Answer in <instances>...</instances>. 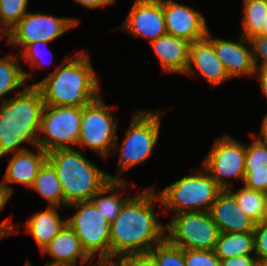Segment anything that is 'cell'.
Returning a JSON list of instances; mask_svg holds the SVG:
<instances>
[{"mask_svg":"<svg viewBox=\"0 0 267 266\" xmlns=\"http://www.w3.org/2000/svg\"><path fill=\"white\" fill-rule=\"evenodd\" d=\"M207 173L223 189L234 188L231 180L244 182L245 143L224 133L215 138L209 152L201 162Z\"/></svg>","mask_w":267,"mask_h":266,"instance_id":"8fae6325","label":"cell"},{"mask_svg":"<svg viewBox=\"0 0 267 266\" xmlns=\"http://www.w3.org/2000/svg\"><path fill=\"white\" fill-rule=\"evenodd\" d=\"M260 128L261 130L258 135H256L255 132L251 133L250 135L255 137L258 141L267 144V113L264 114V116L262 117V123Z\"/></svg>","mask_w":267,"mask_h":266,"instance_id":"60d3db41","label":"cell"},{"mask_svg":"<svg viewBox=\"0 0 267 266\" xmlns=\"http://www.w3.org/2000/svg\"><path fill=\"white\" fill-rule=\"evenodd\" d=\"M242 185L249 189L267 193V169H244Z\"/></svg>","mask_w":267,"mask_h":266,"instance_id":"836d02e7","label":"cell"},{"mask_svg":"<svg viewBox=\"0 0 267 266\" xmlns=\"http://www.w3.org/2000/svg\"><path fill=\"white\" fill-rule=\"evenodd\" d=\"M115 108L106 104L101 96L82 107L80 135L77 147L89 149L107 160L117 139L119 118Z\"/></svg>","mask_w":267,"mask_h":266,"instance_id":"52a82bcc","label":"cell"},{"mask_svg":"<svg viewBox=\"0 0 267 266\" xmlns=\"http://www.w3.org/2000/svg\"><path fill=\"white\" fill-rule=\"evenodd\" d=\"M223 189L202 167L166 186L157 194L167 213L209 212Z\"/></svg>","mask_w":267,"mask_h":266,"instance_id":"8992f818","label":"cell"},{"mask_svg":"<svg viewBox=\"0 0 267 266\" xmlns=\"http://www.w3.org/2000/svg\"><path fill=\"white\" fill-rule=\"evenodd\" d=\"M220 266H258L255 255H238L220 260Z\"/></svg>","mask_w":267,"mask_h":266,"instance_id":"74e56055","label":"cell"},{"mask_svg":"<svg viewBox=\"0 0 267 266\" xmlns=\"http://www.w3.org/2000/svg\"><path fill=\"white\" fill-rule=\"evenodd\" d=\"M254 234V255L257 261L267 259V222L265 220L256 223Z\"/></svg>","mask_w":267,"mask_h":266,"instance_id":"d6a6232c","label":"cell"},{"mask_svg":"<svg viewBox=\"0 0 267 266\" xmlns=\"http://www.w3.org/2000/svg\"><path fill=\"white\" fill-rule=\"evenodd\" d=\"M258 266H267V259L258 262Z\"/></svg>","mask_w":267,"mask_h":266,"instance_id":"f6af8a7d","label":"cell"},{"mask_svg":"<svg viewBox=\"0 0 267 266\" xmlns=\"http://www.w3.org/2000/svg\"><path fill=\"white\" fill-rule=\"evenodd\" d=\"M259 35L267 36V16H266L265 23H263L262 25V31Z\"/></svg>","mask_w":267,"mask_h":266,"instance_id":"ee69618b","label":"cell"},{"mask_svg":"<svg viewBox=\"0 0 267 266\" xmlns=\"http://www.w3.org/2000/svg\"><path fill=\"white\" fill-rule=\"evenodd\" d=\"M29 0L0 1V30L6 35L29 10Z\"/></svg>","mask_w":267,"mask_h":266,"instance_id":"83f0119b","label":"cell"},{"mask_svg":"<svg viewBox=\"0 0 267 266\" xmlns=\"http://www.w3.org/2000/svg\"><path fill=\"white\" fill-rule=\"evenodd\" d=\"M209 213L220 233L253 232L256 223L240 208L234 196L223 190Z\"/></svg>","mask_w":267,"mask_h":266,"instance_id":"ac0fdd59","label":"cell"},{"mask_svg":"<svg viewBox=\"0 0 267 266\" xmlns=\"http://www.w3.org/2000/svg\"><path fill=\"white\" fill-rule=\"evenodd\" d=\"M35 148L36 151L29 147L24 151L11 154L5 174L0 180V187L10 198L15 191L13 184H21L30 189L40 168L47 161V153L39 146Z\"/></svg>","mask_w":267,"mask_h":266,"instance_id":"2e32d148","label":"cell"},{"mask_svg":"<svg viewBox=\"0 0 267 266\" xmlns=\"http://www.w3.org/2000/svg\"><path fill=\"white\" fill-rule=\"evenodd\" d=\"M6 37V35L0 30V39L3 40V38ZM0 40V41H1ZM1 52V51H0Z\"/></svg>","mask_w":267,"mask_h":266,"instance_id":"bcb514c9","label":"cell"},{"mask_svg":"<svg viewBox=\"0 0 267 266\" xmlns=\"http://www.w3.org/2000/svg\"><path fill=\"white\" fill-rule=\"evenodd\" d=\"M206 38L212 43L217 57L231 79L247 75L254 77L255 64L249 39L242 35L237 41L215 38L210 30L207 31Z\"/></svg>","mask_w":267,"mask_h":266,"instance_id":"9a60e30c","label":"cell"},{"mask_svg":"<svg viewBox=\"0 0 267 266\" xmlns=\"http://www.w3.org/2000/svg\"><path fill=\"white\" fill-rule=\"evenodd\" d=\"M123 266H157L149 253L130 254L120 258Z\"/></svg>","mask_w":267,"mask_h":266,"instance_id":"8d00e7d4","label":"cell"},{"mask_svg":"<svg viewBox=\"0 0 267 266\" xmlns=\"http://www.w3.org/2000/svg\"><path fill=\"white\" fill-rule=\"evenodd\" d=\"M213 251L220 260L238 255H254V234L220 233Z\"/></svg>","mask_w":267,"mask_h":266,"instance_id":"d4e9b609","label":"cell"},{"mask_svg":"<svg viewBox=\"0 0 267 266\" xmlns=\"http://www.w3.org/2000/svg\"><path fill=\"white\" fill-rule=\"evenodd\" d=\"M41 254L42 256L49 255L52 260L46 262L52 263H67L74 266L80 264V266H85L89 260L92 261L82 249L79 238L68 224L41 251Z\"/></svg>","mask_w":267,"mask_h":266,"instance_id":"ffe728a7","label":"cell"},{"mask_svg":"<svg viewBox=\"0 0 267 266\" xmlns=\"http://www.w3.org/2000/svg\"><path fill=\"white\" fill-rule=\"evenodd\" d=\"M11 199L5 191L0 187V212L4 209L7 202ZM8 219H5L2 223H0V239H3L9 235L16 234L18 232L16 226L13 225L11 221Z\"/></svg>","mask_w":267,"mask_h":266,"instance_id":"d590c367","label":"cell"},{"mask_svg":"<svg viewBox=\"0 0 267 266\" xmlns=\"http://www.w3.org/2000/svg\"><path fill=\"white\" fill-rule=\"evenodd\" d=\"M130 183L125 180H110L91 199L95 207L110 223L120 214L124 203L132 196L119 193L128 188ZM123 189V190H122ZM122 194H124L122 196Z\"/></svg>","mask_w":267,"mask_h":266,"instance_id":"603a6c76","label":"cell"},{"mask_svg":"<svg viewBox=\"0 0 267 266\" xmlns=\"http://www.w3.org/2000/svg\"><path fill=\"white\" fill-rule=\"evenodd\" d=\"M267 16V0H243L240 35L246 39L259 35Z\"/></svg>","mask_w":267,"mask_h":266,"instance_id":"4316f807","label":"cell"},{"mask_svg":"<svg viewBox=\"0 0 267 266\" xmlns=\"http://www.w3.org/2000/svg\"><path fill=\"white\" fill-rule=\"evenodd\" d=\"M77 2V4H80L81 6H84L88 9H97L100 7H107L114 5L117 0H74Z\"/></svg>","mask_w":267,"mask_h":266,"instance_id":"f35d334b","label":"cell"},{"mask_svg":"<svg viewBox=\"0 0 267 266\" xmlns=\"http://www.w3.org/2000/svg\"><path fill=\"white\" fill-rule=\"evenodd\" d=\"M98 80L89 53L79 50L74 56H65L47 77L30 85L40 89L45 105L83 107L101 96Z\"/></svg>","mask_w":267,"mask_h":266,"instance_id":"7a4b0ae2","label":"cell"},{"mask_svg":"<svg viewBox=\"0 0 267 266\" xmlns=\"http://www.w3.org/2000/svg\"><path fill=\"white\" fill-rule=\"evenodd\" d=\"M39 193L48 202V207H67L64 201L62 185L53 166L46 161L34 178L30 190Z\"/></svg>","mask_w":267,"mask_h":266,"instance_id":"cb8c5ba5","label":"cell"},{"mask_svg":"<svg viewBox=\"0 0 267 266\" xmlns=\"http://www.w3.org/2000/svg\"><path fill=\"white\" fill-rule=\"evenodd\" d=\"M220 232L209 212L175 214L166 223V239L191 250H214Z\"/></svg>","mask_w":267,"mask_h":266,"instance_id":"30bf717a","label":"cell"},{"mask_svg":"<svg viewBox=\"0 0 267 266\" xmlns=\"http://www.w3.org/2000/svg\"><path fill=\"white\" fill-rule=\"evenodd\" d=\"M76 211L67 216L68 226L79 238L82 249L93 260L110 259V222L90 201H79L67 206Z\"/></svg>","mask_w":267,"mask_h":266,"instance_id":"ba28073f","label":"cell"},{"mask_svg":"<svg viewBox=\"0 0 267 266\" xmlns=\"http://www.w3.org/2000/svg\"><path fill=\"white\" fill-rule=\"evenodd\" d=\"M249 42L255 67L267 66V36H253Z\"/></svg>","mask_w":267,"mask_h":266,"instance_id":"e575fe53","label":"cell"},{"mask_svg":"<svg viewBox=\"0 0 267 266\" xmlns=\"http://www.w3.org/2000/svg\"><path fill=\"white\" fill-rule=\"evenodd\" d=\"M24 266H33L32 264H31V262H29L28 260H27V262H25V265Z\"/></svg>","mask_w":267,"mask_h":266,"instance_id":"7dc6e473","label":"cell"},{"mask_svg":"<svg viewBox=\"0 0 267 266\" xmlns=\"http://www.w3.org/2000/svg\"><path fill=\"white\" fill-rule=\"evenodd\" d=\"M251 143H245V169H267V144L251 135Z\"/></svg>","mask_w":267,"mask_h":266,"instance_id":"4dcf8cb0","label":"cell"},{"mask_svg":"<svg viewBox=\"0 0 267 266\" xmlns=\"http://www.w3.org/2000/svg\"><path fill=\"white\" fill-rule=\"evenodd\" d=\"M164 113L160 108L155 111L140 108L132 113L121 143L117 138L110 154L113 156L118 153L119 159L116 174L107 173L109 180L122 181V174L151 157L160 137Z\"/></svg>","mask_w":267,"mask_h":266,"instance_id":"5b68a950","label":"cell"},{"mask_svg":"<svg viewBox=\"0 0 267 266\" xmlns=\"http://www.w3.org/2000/svg\"><path fill=\"white\" fill-rule=\"evenodd\" d=\"M59 207H46L45 210L37 211L26 220L25 233L34 238L40 252L67 224V217L60 218Z\"/></svg>","mask_w":267,"mask_h":266,"instance_id":"44dd1931","label":"cell"},{"mask_svg":"<svg viewBox=\"0 0 267 266\" xmlns=\"http://www.w3.org/2000/svg\"><path fill=\"white\" fill-rule=\"evenodd\" d=\"M47 161L56 171L67 205L90 201L110 181L106 171L75 148L53 150L47 153Z\"/></svg>","mask_w":267,"mask_h":266,"instance_id":"277c9868","label":"cell"},{"mask_svg":"<svg viewBox=\"0 0 267 266\" xmlns=\"http://www.w3.org/2000/svg\"><path fill=\"white\" fill-rule=\"evenodd\" d=\"M196 72L202 75L212 88L231 79L217 57L212 43L206 37L190 43L189 46V63L184 75L193 76Z\"/></svg>","mask_w":267,"mask_h":266,"instance_id":"e0dca14e","label":"cell"},{"mask_svg":"<svg viewBox=\"0 0 267 266\" xmlns=\"http://www.w3.org/2000/svg\"><path fill=\"white\" fill-rule=\"evenodd\" d=\"M81 116L82 107L45 105L37 137L38 146L46 153L77 146Z\"/></svg>","mask_w":267,"mask_h":266,"instance_id":"9c48e42d","label":"cell"},{"mask_svg":"<svg viewBox=\"0 0 267 266\" xmlns=\"http://www.w3.org/2000/svg\"><path fill=\"white\" fill-rule=\"evenodd\" d=\"M165 73L184 74L189 63L190 42L166 34L150 43Z\"/></svg>","mask_w":267,"mask_h":266,"instance_id":"d6986e66","label":"cell"},{"mask_svg":"<svg viewBox=\"0 0 267 266\" xmlns=\"http://www.w3.org/2000/svg\"><path fill=\"white\" fill-rule=\"evenodd\" d=\"M156 203L162 206L155 184L124 203L120 214L110 223V259L148 253L166 239V224L158 221L163 211L154 208Z\"/></svg>","mask_w":267,"mask_h":266,"instance_id":"6da1fadb","label":"cell"},{"mask_svg":"<svg viewBox=\"0 0 267 266\" xmlns=\"http://www.w3.org/2000/svg\"><path fill=\"white\" fill-rule=\"evenodd\" d=\"M228 191L234 196L240 208L255 223H259L266 219L267 216V193L249 189L244 185L233 190L232 187Z\"/></svg>","mask_w":267,"mask_h":266,"instance_id":"484cf974","label":"cell"},{"mask_svg":"<svg viewBox=\"0 0 267 266\" xmlns=\"http://www.w3.org/2000/svg\"><path fill=\"white\" fill-rule=\"evenodd\" d=\"M167 34L192 43L206 37L207 20L198 10L175 0H163Z\"/></svg>","mask_w":267,"mask_h":266,"instance_id":"5bb4252c","label":"cell"},{"mask_svg":"<svg viewBox=\"0 0 267 266\" xmlns=\"http://www.w3.org/2000/svg\"><path fill=\"white\" fill-rule=\"evenodd\" d=\"M48 44H50L49 42H44V41H36L34 43H30L28 44L23 50H19L21 52H18L20 59H23L25 62H28L29 64H31V68L33 69V67L38 68V69H42L43 67H48L51 65L52 62V57L53 54L51 55L50 62L49 60H45L47 54H44V49L47 48L49 50V46ZM44 49H42V48ZM47 50V51H48ZM45 51V52H47ZM49 53V52H48ZM48 59V58H47ZM46 61V62H45Z\"/></svg>","mask_w":267,"mask_h":266,"instance_id":"f546056e","label":"cell"},{"mask_svg":"<svg viewBox=\"0 0 267 266\" xmlns=\"http://www.w3.org/2000/svg\"><path fill=\"white\" fill-rule=\"evenodd\" d=\"M96 261L88 262L86 266H123L121 259H95ZM93 263V264H92Z\"/></svg>","mask_w":267,"mask_h":266,"instance_id":"b9f144b4","label":"cell"},{"mask_svg":"<svg viewBox=\"0 0 267 266\" xmlns=\"http://www.w3.org/2000/svg\"><path fill=\"white\" fill-rule=\"evenodd\" d=\"M157 266H186L184 261V249L174 246L167 239L155 245L148 252Z\"/></svg>","mask_w":267,"mask_h":266,"instance_id":"f1b7e54d","label":"cell"},{"mask_svg":"<svg viewBox=\"0 0 267 266\" xmlns=\"http://www.w3.org/2000/svg\"><path fill=\"white\" fill-rule=\"evenodd\" d=\"M186 266H220V259L213 250L184 249Z\"/></svg>","mask_w":267,"mask_h":266,"instance_id":"1f68e13d","label":"cell"},{"mask_svg":"<svg viewBox=\"0 0 267 266\" xmlns=\"http://www.w3.org/2000/svg\"><path fill=\"white\" fill-rule=\"evenodd\" d=\"M20 60L18 53L10 52L4 57H0V103L8 100L9 95L13 96V93L17 94L22 91L20 87H26L34 77L32 71L21 68Z\"/></svg>","mask_w":267,"mask_h":266,"instance_id":"7402d4cb","label":"cell"},{"mask_svg":"<svg viewBox=\"0 0 267 266\" xmlns=\"http://www.w3.org/2000/svg\"><path fill=\"white\" fill-rule=\"evenodd\" d=\"M256 81L260 82V89L267 98V66L255 67L254 77Z\"/></svg>","mask_w":267,"mask_h":266,"instance_id":"ab89813d","label":"cell"},{"mask_svg":"<svg viewBox=\"0 0 267 266\" xmlns=\"http://www.w3.org/2000/svg\"><path fill=\"white\" fill-rule=\"evenodd\" d=\"M45 266H74L72 264L67 263H52V262H46Z\"/></svg>","mask_w":267,"mask_h":266,"instance_id":"7bdbcfd3","label":"cell"},{"mask_svg":"<svg viewBox=\"0 0 267 266\" xmlns=\"http://www.w3.org/2000/svg\"><path fill=\"white\" fill-rule=\"evenodd\" d=\"M80 21L72 17H61L41 12L28 11L27 14L6 34V45L23 50L36 41L53 42ZM20 46V47H19Z\"/></svg>","mask_w":267,"mask_h":266,"instance_id":"7c38bea8","label":"cell"},{"mask_svg":"<svg viewBox=\"0 0 267 266\" xmlns=\"http://www.w3.org/2000/svg\"><path fill=\"white\" fill-rule=\"evenodd\" d=\"M120 26L116 30L120 28L131 36L147 39L149 43L166 35L163 0H134Z\"/></svg>","mask_w":267,"mask_h":266,"instance_id":"4fadbf2b","label":"cell"},{"mask_svg":"<svg viewBox=\"0 0 267 266\" xmlns=\"http://www.w3.org/2000/svg\"><path fill=\"white\" fill-rule=\"evenodd\" d=\"M45 103L36 85L22 88L0 103V158L38 146V133Z\"/></svg>","mask_w":267,"mask_h":266,"instance_id":"3957f363","label":"cell"}]
</instances>
